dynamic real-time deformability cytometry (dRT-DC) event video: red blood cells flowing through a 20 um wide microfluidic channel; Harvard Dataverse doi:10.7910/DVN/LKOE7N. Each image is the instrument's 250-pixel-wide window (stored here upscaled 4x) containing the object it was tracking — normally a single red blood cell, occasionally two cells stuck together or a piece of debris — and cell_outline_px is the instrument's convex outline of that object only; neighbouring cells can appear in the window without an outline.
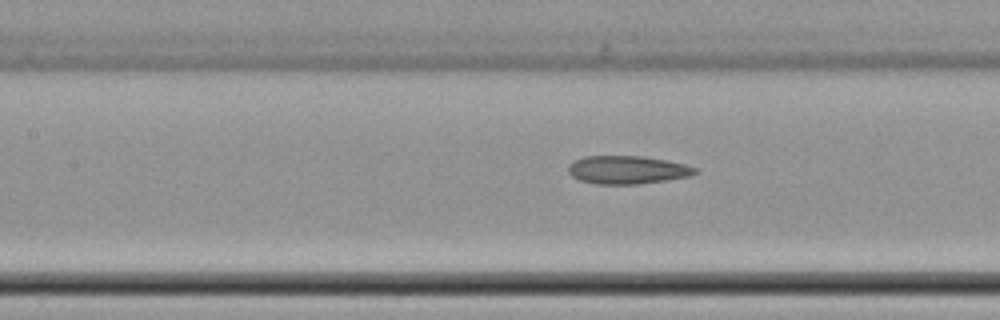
{"species": "common noctule bat (a hibernating species)", "species_latin": "Nyctalus noctula", "temperature_condition": "cold", "stored_images_in_passage": 34, "camera_frame_rate_fps": 3000, "um_per_image_px": 0.085, "animal": {"sex": "female", "body_mass_g": 22.7, "forearm_length_mm": 54.2}, "frame": {"image": 1, "passage_image": 25, "time_ms": 8.0, "image_size_px": [1000, 320], "cell_outline_px": [[700, 172], [688, 176], [668, 180], [636, 184], [596, 184], [580, 180], [572, 176], [568, 172], [568, 164], [584, 156], [644, 156], [684, 164], [696, 168]], "centroid_in_image_um": [53.31, 14.44], "position_along_channel_um": 154.1, "area_um2": 20.75}}
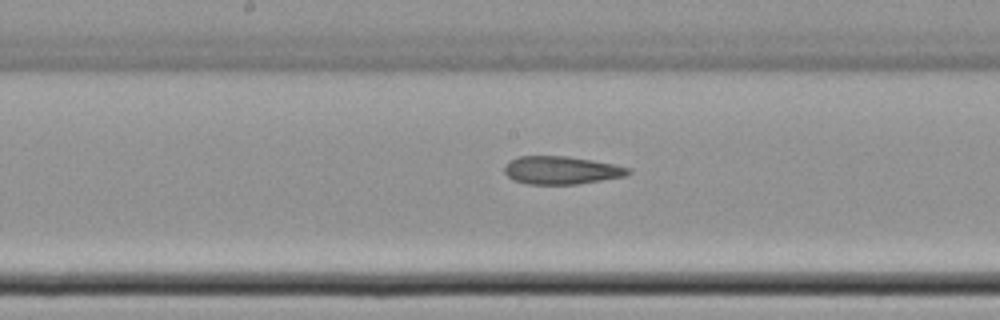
{"frame": {"image": 2, "passage_image": 29, "time_ms": 9.333, "image_size_px": [1000, 320], "cell_outline_px": [[632, 172], [624, 176], [576, 184], [528, 184], [512, 180], [504, 172], [504, 164], [520, 156], [568, 156], [592, 160], [632, 168]], "centroid_in_image_um": [47.7, 14.47], "position_along_channel_um": 200.5, "area_um2": 20.11}}